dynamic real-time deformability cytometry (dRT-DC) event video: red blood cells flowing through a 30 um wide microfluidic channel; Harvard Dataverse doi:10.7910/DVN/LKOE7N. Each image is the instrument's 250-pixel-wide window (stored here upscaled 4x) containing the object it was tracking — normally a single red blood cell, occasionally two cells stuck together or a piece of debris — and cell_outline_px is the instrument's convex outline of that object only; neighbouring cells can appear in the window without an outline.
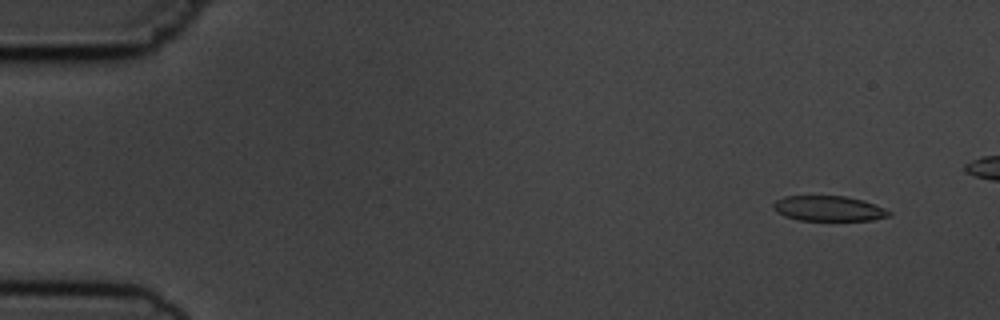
{"species": "common noctule bat (a hibernating species)", "species_latin": "Nyctalus noctula", "temperature_condition": "cold", "stored_images_in_passage": 7, "camera_frame_rate_fps": 3000, "um_per_image_px": 0.085, "animal": {"sex": "male", "body_mass_g": 19.5, "forearm_length_mm": 54.6}, "frame": {"image": 1, "passage_image": 2, "time_ms": 1.0, "image_size_px": [1000, 320], "cell_outline_px": [[892, 216], [872, 220], [796, 220], [784, 216], [776, 212], [772, 208], [772, 204], [776, 200], [784, 196], [844, 196], [864, 200], [884, 208], [892, 212]], "centroid_in_image_um": [70.42, 17.72], "position_along_channel_um": 14.6, "area_um2": 17.17}}
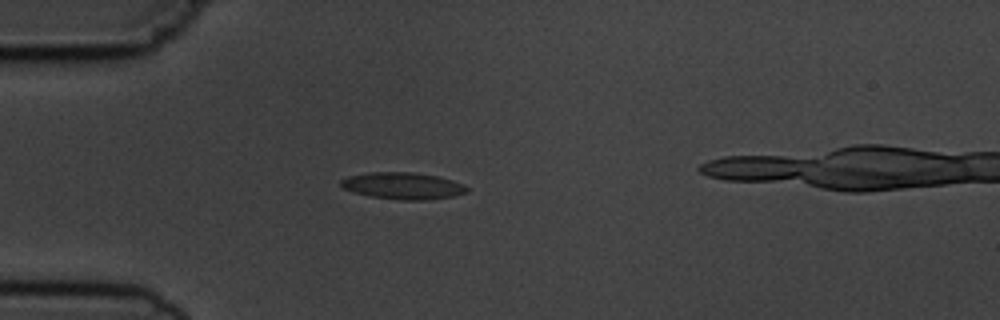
{"frame": {"image": 2, "passage_image": 5, "time_ms": 4.667, "image_size_px": [1000, 320], "cell_outline_px": [[468, 192], [452, 196], [428, 200], [400, 200], [372, 196], [356, 192], [344, 188], [340, 184], [340, 180], [348, 176], [368, 172], [412, 172], [436, 176], [452, 180], [464, 184], [468, 188]], "centroid_in_image_um": [34.26, 15.79], "position_along_channel_um": 50.7, "area_um2": 19.54}}